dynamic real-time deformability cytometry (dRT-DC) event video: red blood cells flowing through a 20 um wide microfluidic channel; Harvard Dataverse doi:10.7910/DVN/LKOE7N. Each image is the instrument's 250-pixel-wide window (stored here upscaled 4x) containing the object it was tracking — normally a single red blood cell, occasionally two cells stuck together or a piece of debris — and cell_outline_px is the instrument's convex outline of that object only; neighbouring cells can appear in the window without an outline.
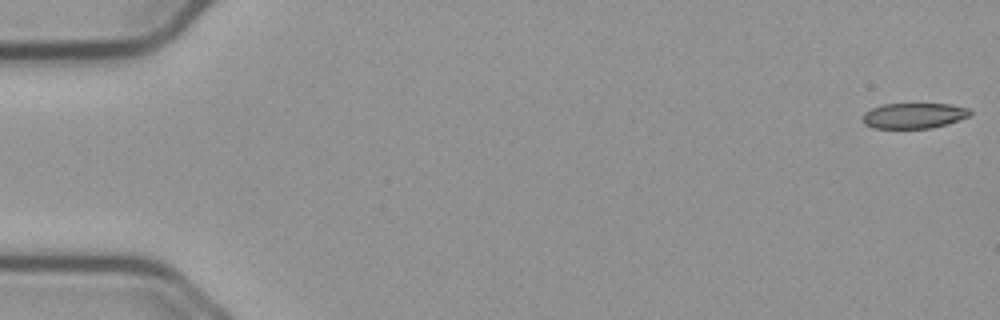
{"species": "common noctule bat (a hibernating species)", "species_latin": "Nyctalus noctula", "temperature_condition": "cold", "stored_images_in_passage": 55, "camera_frame_rate_fps": 3000, "um_per_image_px": 0.085, "animal": {"sex": "male", "body_mass_g": 23.1, "forearm_length_mm": 52.7}, "frame": {"image": 1, "passage_image": 1, "time_ms": 0.0, "image_size_px": [1000, 320], "cell_outline_px": [[972, 116], [948, 124], [932, 128], [872, 128], [864, 124], [860, 120], [860, 116], [864, 112], [872, 108], [884, 104], [952, 104], [968, 108], [972, 112]], "centroid_in_image_um": [77.67, 9.83], "position_along_channel_um": 7.3, "area_um2": 16.3}}
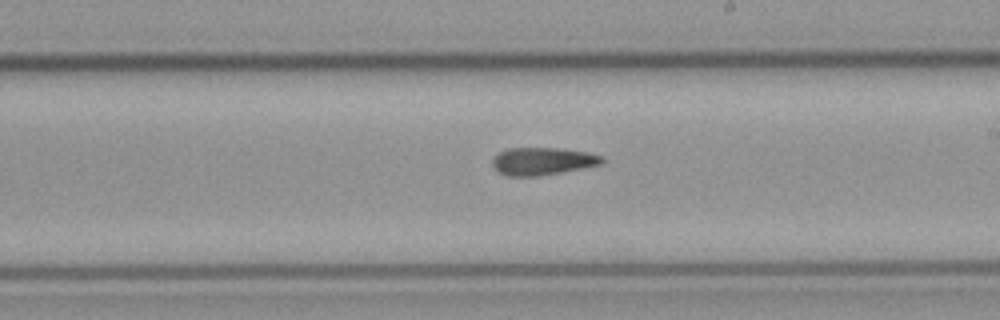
{"frame": {"image": 2, "passage_image": 32, "time_ms": 10.333, "image_size_px": [1000, 320], "cell_outline_px": [[604, 160], [600, 164], [564, 172], [536, 176], [508, 176], [500, 172], [492, 164], [492, 160], [500, 152], [508, 148], [556, 148], [588, 152], [604, 156]], "centroid_in_image_um": [46.14, 13.7], "position_along_channel_um": 242.9, "area_um2": 17.46}}
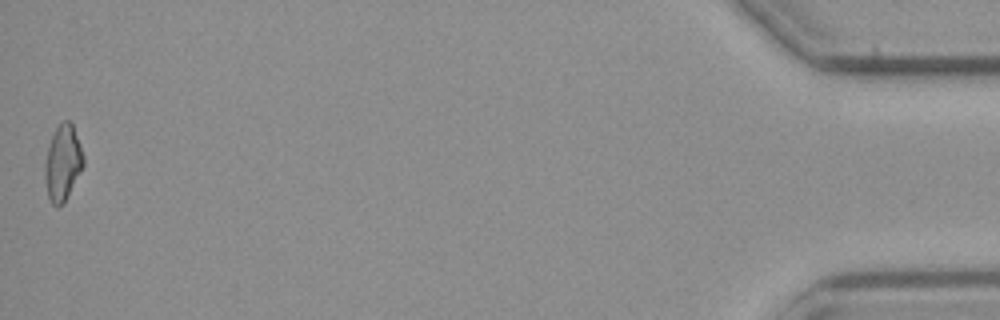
{"frame": {"image": 3, "passage_image": 55, "time_ms": 18.0, "image_size_px": [1000, 320], "cell_outline_px": [[84, 164], [64, 204], [56, 208], [52, 204], [48, 196], [44, 176], [44, 164], [48, 148], [52, 136], [56, 128], [64, 120], [68, 120], [72, 124], [80, 144], [84, 156]], "centroid_in_image_um": [5.33, 13.88], "position_along_channel_um": 429.9, "area_um2": 16.94}}